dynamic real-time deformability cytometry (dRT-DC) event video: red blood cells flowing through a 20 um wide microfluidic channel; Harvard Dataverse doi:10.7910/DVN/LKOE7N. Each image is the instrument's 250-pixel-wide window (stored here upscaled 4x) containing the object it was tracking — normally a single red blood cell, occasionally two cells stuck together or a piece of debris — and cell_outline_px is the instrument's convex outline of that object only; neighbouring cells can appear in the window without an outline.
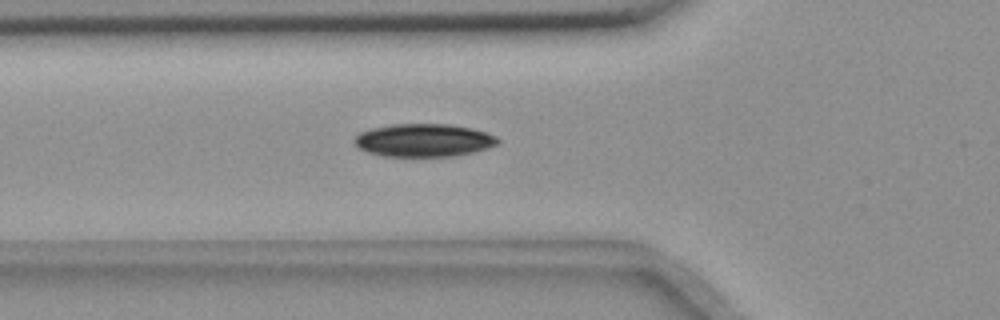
{"species": "common noctule bat (a hibernating species)", "species_latin": "Nyctalus noctula", "temperature_condition": "room temperature", "stored_images_in_passage": 42, "camera_frame_rate_fps": 3000, "um_per_image_px": 0.085, "animal": {"sex": "female", "body_mass_g": 18.4}, "frame": {"image": 1, "passage_image": 7, "time_ms": 2.0, "image_size_px": [1000, 320], "cell_outline_px": [[500, 144], [488, 148], [472, 152], [452, 156], [384, 156], [368, 152], [360, 148], [356, 144], [356, 136], [360, 132], [372, 128], [392, 124], [448, 124], [472, 128], [488, 132], [496, 136], [500, 140]], "centroid_in_image_um": [36.08, 11.91], "position_along_channel_um": 89.7, "area_um2": 27.46}}
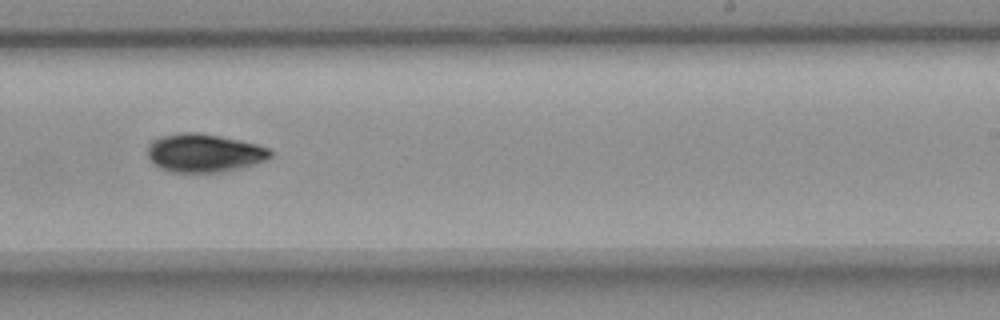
{"frame": {"image": 2, "passage_image": 22, "time_ms": 7.0, "image_size_px": [1000, 320], "cell_outline_px": [[272, 156], [264, 160], [252, 164], [220, 172], [168, 172], [160, 168], [148, 156], [148, 144], [152, 140], [160, 136], [180, 132], [200, 132], [240, 140], [256, 144], [268, 148], [272, 152]], "centroid_in_image_um": [17.31, 12.98], "position_along_channel_um": 271.7, "area_um2": 27.28}}
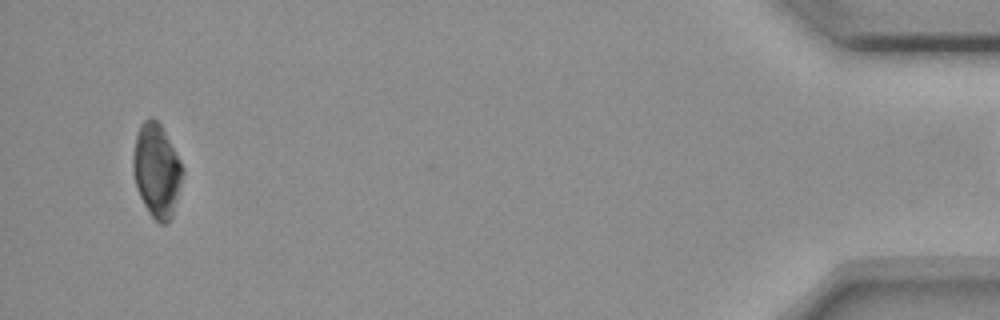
{"frame": {"image": 3, "passage_image": 41, "time_ms": 13.333, "image_size_px": [1000, 320], "cell_outline_px": [[184, 172], [172, 216], [168, 224], [160, 224], [152, 216], [144, 204], [140, 196], [132, 172], [132, 156], [136, 132], [140, 124], [148, 116], [152, 116], [160, 124], [180, 160], [184, 168]], "centroid_in_image_um": [13.3, 14.46], "position_along_channel_um": 421.9, "area_um2": 27.05}}